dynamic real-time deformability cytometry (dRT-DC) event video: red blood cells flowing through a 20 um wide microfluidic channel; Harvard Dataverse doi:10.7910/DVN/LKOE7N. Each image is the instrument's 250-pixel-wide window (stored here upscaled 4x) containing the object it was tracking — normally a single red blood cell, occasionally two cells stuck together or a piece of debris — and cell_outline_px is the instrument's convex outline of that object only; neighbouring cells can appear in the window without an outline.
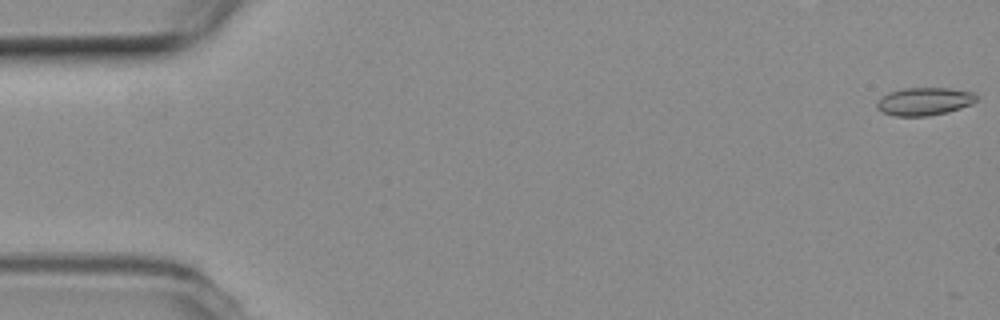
{"species": "common noctule bat (a hibernating species)", "species_latin": "Nyctalus noctula", "temperature_condition": "room temperature", "stored_images_in_passage": 10, "camera_frame_rate_fps": 3000, "um_per_image_px": 0.085, "animal": {"sex": "female", "body_mass_g": 19.3, "forearm_length_mm": 54.1}, "frame": {"image": 1, "passage_image": 1, "time_ms": 0.0, "image_size_px": [1000, 320], "cell_outline_px": [[976, 100], [972, 104], [948, 112], [928, 116], [896, 116], [884, 112], [876, 108], [876, 104], [880, 96], [888, 92], [904, 88], [948, 88], [976, 92]], "centroid_in_image_um": [78.56, 8.61], "position_along_channel_um": 6.4, "area_um2": 16.3}}